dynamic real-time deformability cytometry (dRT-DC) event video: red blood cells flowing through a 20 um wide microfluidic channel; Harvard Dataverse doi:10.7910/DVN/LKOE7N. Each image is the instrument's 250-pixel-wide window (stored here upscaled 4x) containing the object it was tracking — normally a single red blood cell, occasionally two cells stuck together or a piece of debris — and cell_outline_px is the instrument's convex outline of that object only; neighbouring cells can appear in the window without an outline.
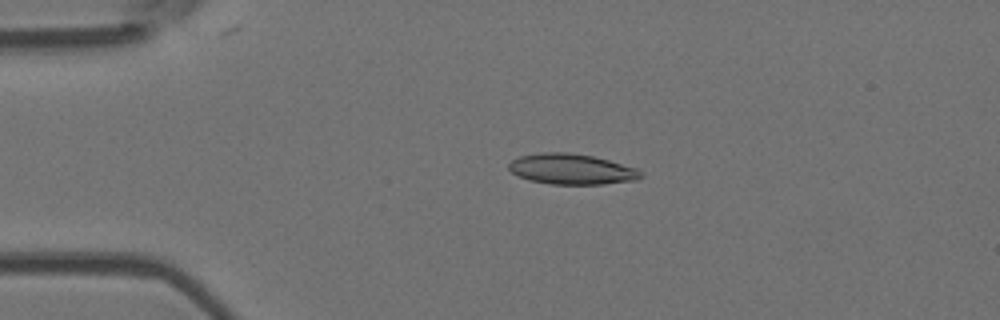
{"species": "Egyptian fruit bat (a non-hibernating species)", "species_latin": "Rousettus aegyptiacus", "temperature_condition": "room temperature", "stored_images_in_passage": 37, "camera_frame_rate_fps": 3000, "um_per_image_px": 0.085, "animal": {"sex": "female"}, "frame": {"image": 1, "passage_image": 12, "time_ms": 3.667, "image_size_px": [1000, 320], "cell_outline_px": [[644, 176], [636, 180], [604, 184], [552, 184], [528, 180], [512, 172], [508, 168], [508, 164], [512, 160], [520, 156], [540, 152], [568, 152], [592, 156], [608, 160], [636, 168], [644, 172]], "centroid_in_image_um": [48.6, 14.37], "position_along_channel_um": 36.4, "area_um2": 23.52}}
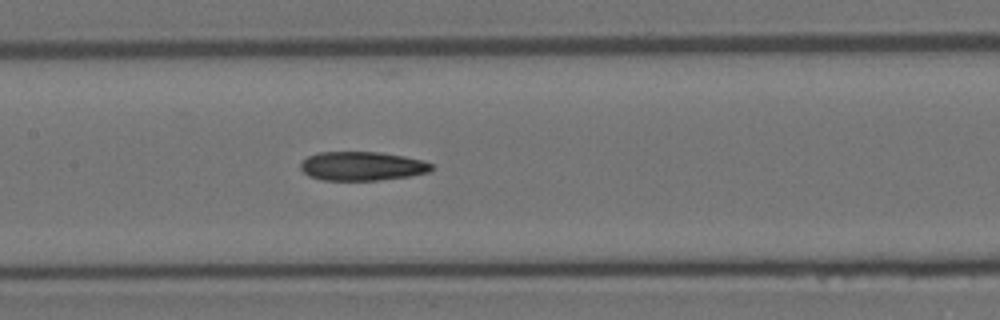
{"frame": {"image": 2, "passage_image": 26, "time_ms": 8.333, "image_size_px": [1000, 320], "cell_outline_px": [[432, 168], [428, 172], [408, 176], [380, 180], [320, 180], [308, 176], [300, 168], [300, 164], [308, 156], [316, 152], [380, 152], [404, 156], [420, 160], [432, 164]], "centroid_in_image_um": [30.73, 14.12], "position_along_channel_um": 176.7, "area_um2": 22.02}}
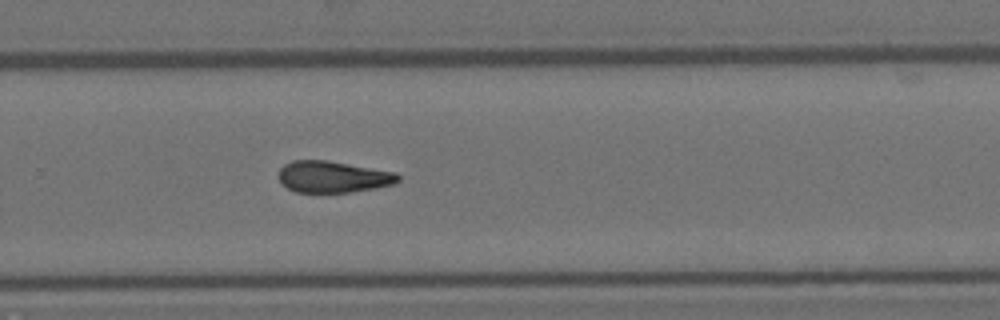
{"frame": {"image": 3, "passage_image": 36, "time_ms": 11.667, "image_size_px": [1000, 320], "cell_outline_px": [[400, 180], [392, 184], [376, 188], [348, 192], [296, 192], [288, 188], [280, 180], [280, 168], [284, 164], [292, 160], [324, 160], [396, 172], [400, 176]], "centroid_in_image_um": [28.31, 15.03], "position_along_channel_um": 301.5, "area_um2": 21.68}}